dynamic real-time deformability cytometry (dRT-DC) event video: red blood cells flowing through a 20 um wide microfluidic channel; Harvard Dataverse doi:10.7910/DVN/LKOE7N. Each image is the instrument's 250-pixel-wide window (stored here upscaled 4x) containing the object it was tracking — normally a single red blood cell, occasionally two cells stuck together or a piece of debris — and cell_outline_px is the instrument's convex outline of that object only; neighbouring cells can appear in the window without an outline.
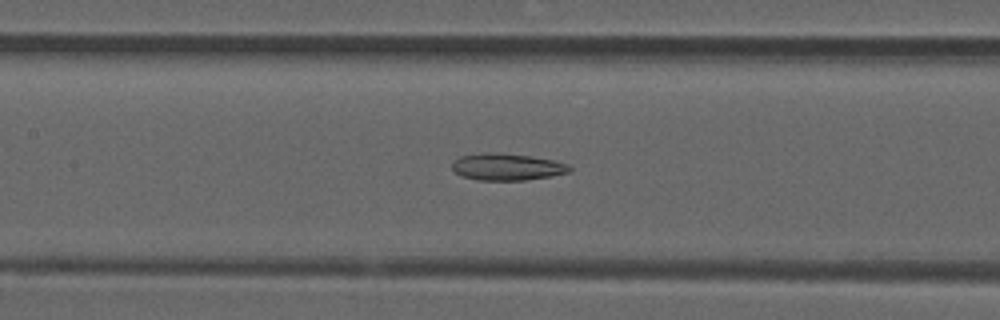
{"species": "common noctule bat (a hibernating species)", "species_latin": "Nyctalus noctula", "temperature_condition": "room temperature", "stored_images_in_passage": 37, "camera_frame_rate_fps": 3000, "um_per_image_px": 0.085, "animal": {"sex": "male", "forearm_length_mm": 52.5}, "frame": {"image": 1, "passage_image": 12, "time_ms": 3.667, "image_size_px": [1000, 320], "cell_outline_px": [[572, 168], [568, 172], [552, 176], [524, 180], [476, 180], [460, 176], [452, 168], [452, 164], [460, 156], [484, 152], [500, 152], [528, 156], [552, 160], [568, 164]], "centroid_in_image_um": [43.07, 14.18], "position_along_channel_um": 164.3, "area_um2": 18.38}}
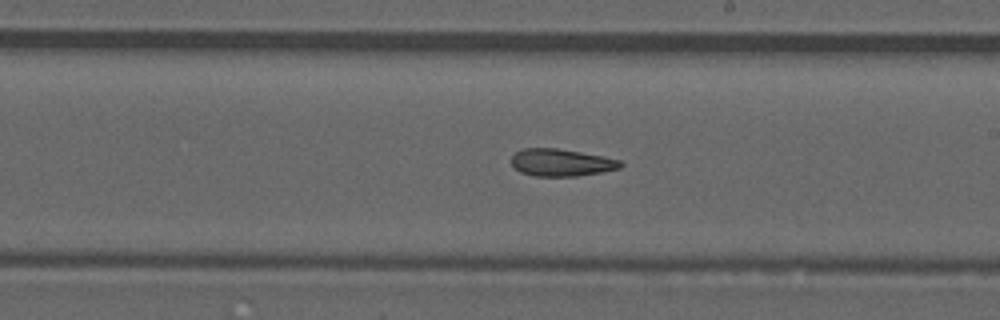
{"frame": {"image": 2, "passage_image": 18, "time_ms": 5.667, "image_size_px": [1000, 320], "cell_outline_px": [[624, 164], [620, 168], [600, 172], [576, 176], [536, 176], [520, 172], [512, 164], [512, 156], [516, 152], [524, 148], [556, 148], [604, 156], [620, 160]], "centroid_in_image_um": [47.72, 13.81], "position_along_channel_um": 241.3, "area_um2": 17.22}}
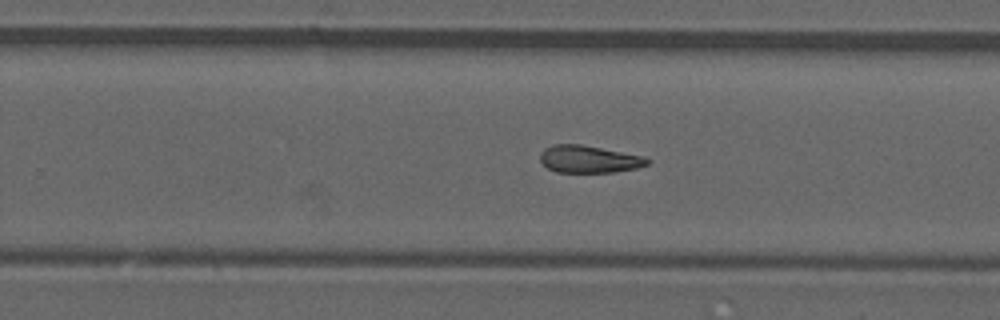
{"frame": {"image": 3, "passage_image": 21, "time_ms": 6.667, "image_size_px": [1000, 320], "cell_outline_px": [[648, 164], [636, 168], [616, 172], [556, 172], [548, 168], [540, 160], [540, 152], [544, 148], [552, 144], [580, 144], [644, 156], [648, 160]], "centroid_in_image_um": [50.02, 13.52], "position_along_channel_um": 279.8, "area_um2": 16.99}, "authors_computed_cell_mechanics": {"area_um2": 17.629, "velocity_mm_per_s": 3.8705, "shape_relaxation_time_tau1_ms": null, "shape_relaxation_time_tau2_ms": 11.1371, "deformation_change_tau1": null, "deformation_change_tau2": 0.2462}}